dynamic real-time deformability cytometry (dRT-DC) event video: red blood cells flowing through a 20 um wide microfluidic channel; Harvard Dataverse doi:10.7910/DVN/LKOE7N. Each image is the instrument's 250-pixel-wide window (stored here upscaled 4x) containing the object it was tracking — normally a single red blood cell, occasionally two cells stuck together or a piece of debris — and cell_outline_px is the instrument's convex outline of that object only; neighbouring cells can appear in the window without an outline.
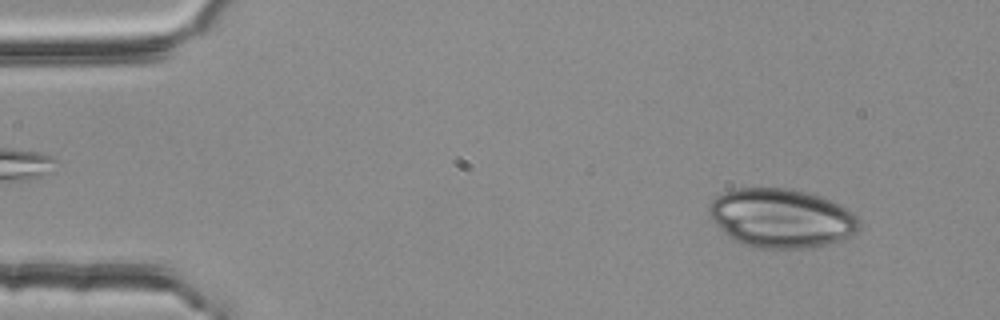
{"species": "common noctule bat (a hibernating species)", "species_latin": "Nyctalus noctula", "temperature_condition": "room temperature", "stored_images_in_passage": 52, "camera_frame_rate_fps": 3000, "um_per_image_px": 0.085, "animal": {"sex": "female", "body_mass_g": 25.1}, "frame": {"image": 1, "passage_image": 5, "time_ms": 1.333, "image_size_px": [1000, 320], "cell_outline_px": [[860, 228], [852, 236], [828, 244], [804, 248], [752, 248], [740, 244], [732, 240], [708, 216], [708, 204], [716, 196], [724, 192], [736, 188], [792, 188], [808, 192], [820, 196], [840, 204], [852, 212], [860, 220]], "centroid_in_image_um": [66.39, 18.54], "position_along_channel_um": 18.6, "area_um2": 52.19}}
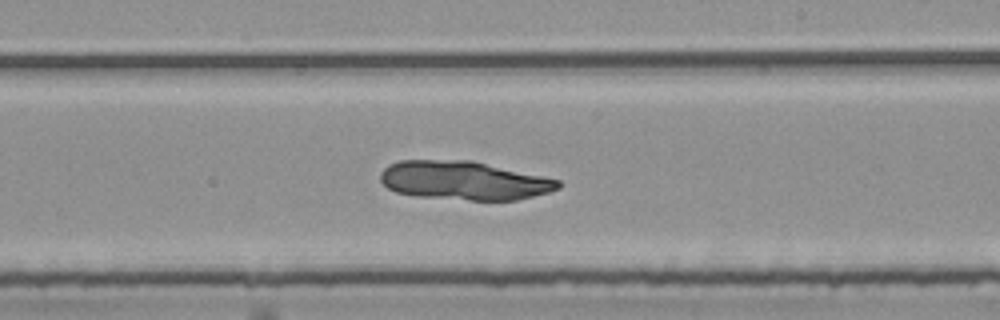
{"frame": {"image": 2, "passage_image": 31, "time_ms": 10.0, "image_size_px": [1000, 320], "cell_outline_px": [[560, 188], [548, 192], [516, 200], [468, 200], [416, 196], [396, 192], [388, 188], [380, 180], [380, 172], [388, 164], [400, 160], [472, 160], [560, 180]], "centroid_in_image_um": [39.4, 15.34], "position_along_channel_um": 249.6, "area_um2": 40.11}}
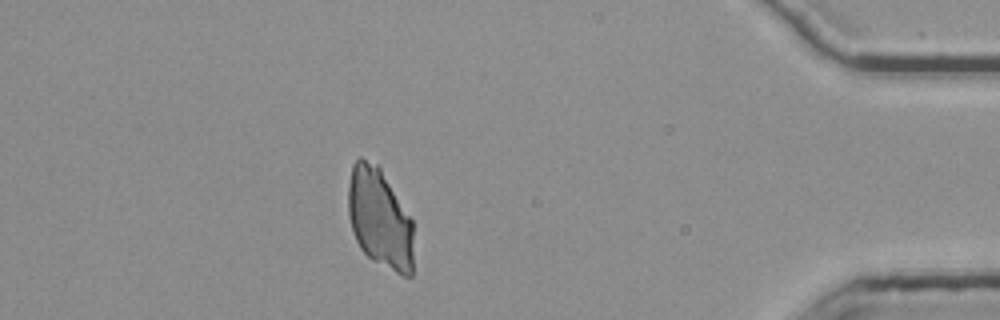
{"frame": {"image": 3, "passage_image": 47, "time_ms": 15.333, "image_size_px": [1000, 320], "cell_outline_px": [[412, 276], [400, 276], [372, 260], [360, 248], [352, 232], [348, 216], [348, 184], [352, 164], [360, 156], [376, 164], [380, 168], [412, 220]], "centroid_in_image_um": [32.24, 18.58], "position_along_channel_um": 403.0, "area_um2": 38.09}}